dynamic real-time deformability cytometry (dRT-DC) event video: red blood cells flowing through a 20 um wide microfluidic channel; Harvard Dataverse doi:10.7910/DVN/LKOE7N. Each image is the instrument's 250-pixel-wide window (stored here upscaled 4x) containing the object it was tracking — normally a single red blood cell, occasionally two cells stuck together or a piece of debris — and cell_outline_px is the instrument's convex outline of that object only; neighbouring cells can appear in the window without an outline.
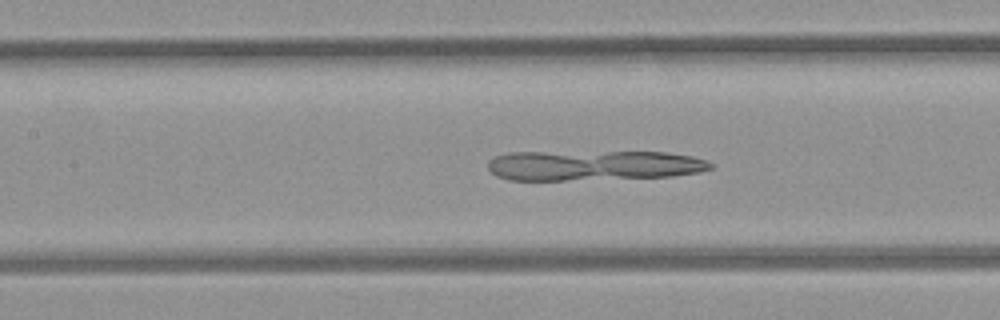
{"species": "common noctule bat (a hibernating species)", "species_latin": "Nyctalus noctula", "temperature_condition": "room temperature", "stored_images_in_passage": 53, "camera_frame_rate_fps": 3000, "um_per_image_px": 0.085, "animal": {"sex": "female", "body_mass_g": 21.9}, "frame": {"image": 1, "passage_image": 24, "time_ms": 7.667, "image_size_px": [1000, 320], "cell_outline_px": [[716, 164], [712, 168], [700, 172], [672, 176], [564, 180], [508, 180], [496, 176], [488, 168], [488, 160], [496, 156], [508, 152], [664, 152], [692, 156], [708, 160]], "centroid_in_image_um": [50.45, 14.05], "position_along_channel_um": 157.0, "area_um2": 39.25}}
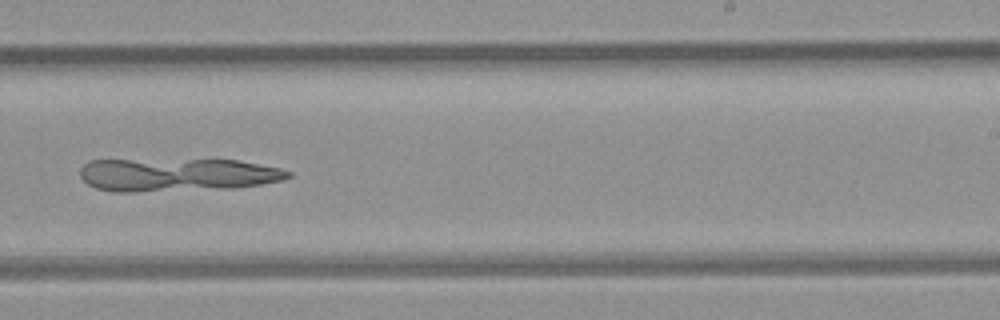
{"frame": {"image": 2, "passage_image": 33, "time_ms": 10.667, "image_size_px": [1000, 320], "cell_outline_px": [[292, 176], [284, 180], [236, 188], [136, 192], [116, 192], [96, 188], [88, 184], [80, 176], [80, 168], [88, 160], [240, 160], [280, 168], [292, 172]], "centroid_in_image_um": [15.07, 14.86], "position_along_channel_um": 273.9, "area_um2": 40.4}}
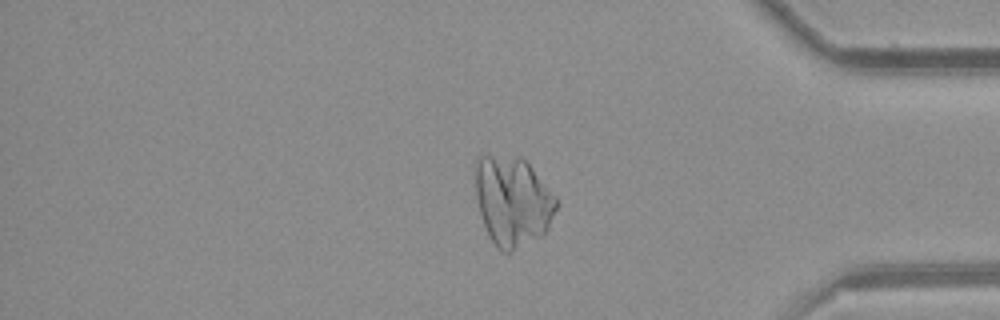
{"frame": {"image": 3, "passage_image": 44, "time_ms": 14.333, "image_size_px": [1000, 320], "cell_outline_px": [[560, 200], [548, 228], [540, 236], [512, 252], [504, 252], [496, 248], [488, 236], [480, 212], [476, 196], [476, 160], [480, 152], [524, 160], [532, 168]], "centroid_in_image_um": [43.57, 17.1], "position_along_channel_um": 391.6, "area_um2": 42.37}}